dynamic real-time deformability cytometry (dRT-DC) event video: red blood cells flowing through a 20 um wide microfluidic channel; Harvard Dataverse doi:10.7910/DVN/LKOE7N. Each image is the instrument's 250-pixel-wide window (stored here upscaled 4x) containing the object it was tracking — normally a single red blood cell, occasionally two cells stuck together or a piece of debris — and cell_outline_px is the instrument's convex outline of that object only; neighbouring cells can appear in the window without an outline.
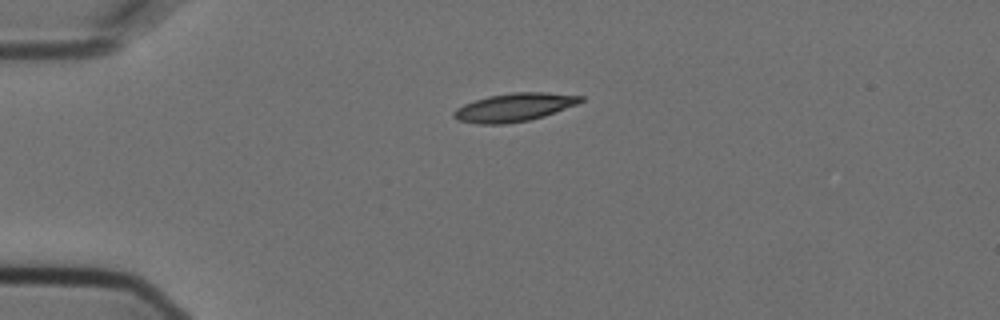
{"species": "Egyptian fruit bat (a non-hibernating species)", "species_latin": "Rousettus aegyptiacus", "temperature_condition": "cold", "stored_images_in_passage": 2, "camera_frame_rate_fps": 3000, "um_per_image_px": 0.085, "animal": {"sex": "female"}, "frame": {"image": 1, "passage_image": 1, "time_ms": 0.0, "image_size_px": [1000, 320], "cell_outline_px": [[584, 100], [576, 104], [544, 116], [528, 120], [504, 124], [480, 124], [456, 120], [452, 116], [452, 112], [456, 108], [464, 104], [488, 96], [512, 92], [548, 92], [584, 96]], "centroid_in_image_um": [43.68, 9.12], "position_along_channel_um": 41.3, "area_um2": 20.87}}